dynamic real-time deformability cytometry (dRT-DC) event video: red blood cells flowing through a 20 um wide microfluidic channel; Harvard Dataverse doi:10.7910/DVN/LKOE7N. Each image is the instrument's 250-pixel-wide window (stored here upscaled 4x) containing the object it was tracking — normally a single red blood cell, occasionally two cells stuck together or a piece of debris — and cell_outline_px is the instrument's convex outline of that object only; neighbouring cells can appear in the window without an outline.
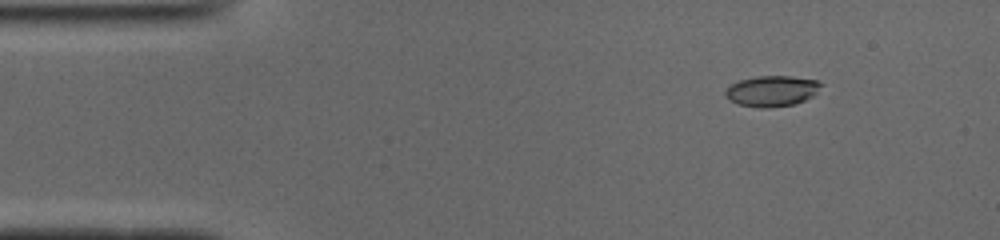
{"species": "common noctule bat (a hibernating species)", "species_latin": "Nyctalus noctula", "temperature_condition": "cold", "stored_images_in_passage": 46, "camera_frame_rate_fps": 3000, "um_per_image_px": 0.085, "animal": {"sex": "male", "body_mass_g": 19.0, "forearm_length_mm": 50.8}, "frame": {"image": 1, "passage_image": 1, "time_ms": 0.0, "image_size_px": [1000, 240], "cell_outline_px": [[824, 84], [812, 96], [796, 104], [768, 108], [760, 108], [740, 104], [732, 100], [724, 92], [732, 84], [740, 80], [756, 76], [792, 76], [816, 80]], "centroid_in_image_um": [65.66, 7.73], "position_along_channel_um": 19.3, "area_um2": 16.94}}
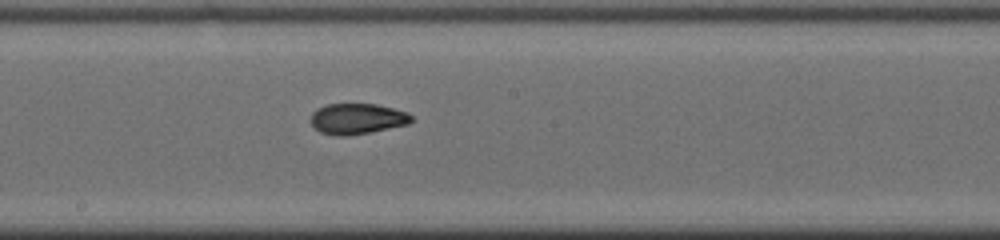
{"frame": {"image": 2, "passage_image": 22, "time_ms": 7.0, "image_size_px": [1000, 240], "cell_outline_px": [[412, 120], [408, 124], [348, 136], [336, 136], [320, 132], [312, 124], [312, 112], [316, 108], [328, 104], [376, 104], [408, 112], [412, 116]], "centroid_in_image_um": [30.35, 10.09], "position_along_channel_um": 217.8, "area_um2": 17.86}}
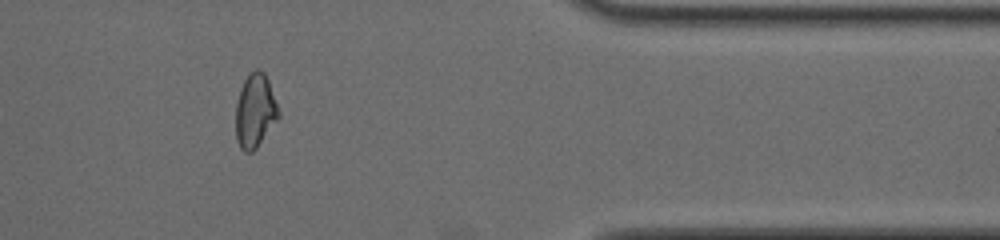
{"frame": {"image": 3, "passage_image": 37, "time_ms": 12.0, "image_size_px": [1000, 240], "cell_outline_px": [[280, 116], [256, 148], [252, 152], [244, 152], [240, 148], [236, 140], [236, 104], [240, 88], [244, 80], [256, 68], [260, 68], [264, 72], [268, 80], [280, 112]], "centroid_in_image_um": [21.68, 9.42], "position_along_channel_um": 389.7, "area_um2": 18.38}, "authors_computed_cell_mechanics": {"area_um2": 18.0625, "velocity_mm_per_s": 3.9334, "shape_relaxation_time_tau1_ms": null, "shape_relaxation_time_tau2_ms": 2.0849, "deformation_change_tau1": null, "deformation_change_tau2": 0.0702}}